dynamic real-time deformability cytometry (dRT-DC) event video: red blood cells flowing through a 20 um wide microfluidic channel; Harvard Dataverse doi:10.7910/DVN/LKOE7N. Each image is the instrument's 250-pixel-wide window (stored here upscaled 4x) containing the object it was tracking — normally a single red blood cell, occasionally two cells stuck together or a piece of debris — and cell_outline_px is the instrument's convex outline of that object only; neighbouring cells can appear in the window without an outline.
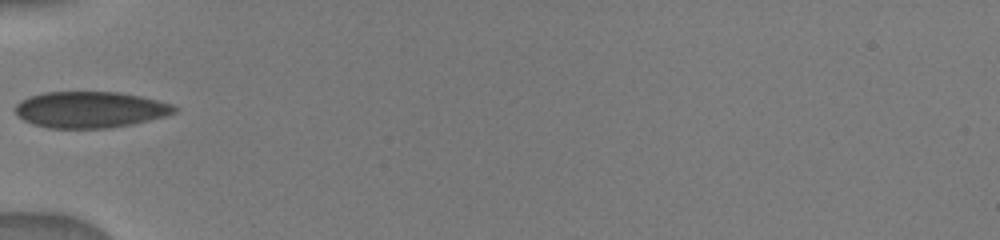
{"species": "human", "species_latin": "Homo sapiens", "temperature_condition": "warm", "stored_images_in_passage": 1, "camera_frame_rate_fps": 3000, "um_per_image_px": 0.085, "donor": {"sex": "male"}, "frame": {"image": 1, "passage_image": 1, "time_ms": 0.0, "image_size_px": [1000, 240], "cell_outline_px": [[180, 108], [176, 112], [164, 116], [132, 124], [108, 128], [48, 128], [32, 124], [16, 116], [12, 108], [20, 100], [28, 96], [44, 92], [120, 92], [160, 100], [172, 104]], "centroid_in_image_um": [7.63, 9.31], "position_along_channel_um": 77.4, "area_um2": 34.04}}